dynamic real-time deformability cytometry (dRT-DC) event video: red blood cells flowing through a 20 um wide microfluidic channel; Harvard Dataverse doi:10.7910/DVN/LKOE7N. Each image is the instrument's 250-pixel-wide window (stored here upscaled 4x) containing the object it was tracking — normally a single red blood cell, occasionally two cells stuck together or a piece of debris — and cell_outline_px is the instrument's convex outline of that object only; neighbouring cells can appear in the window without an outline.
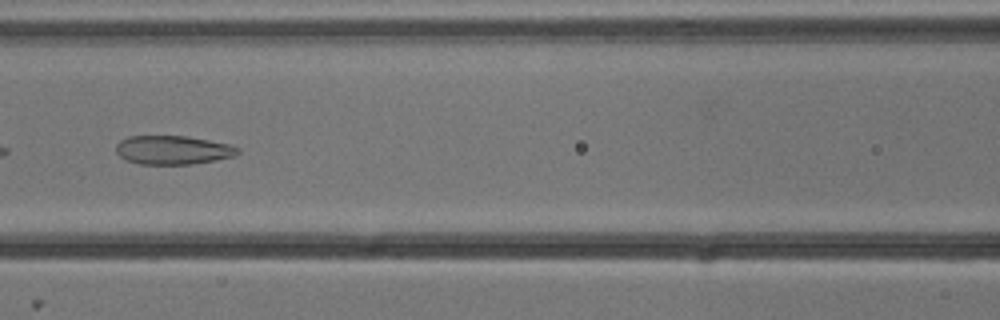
{"species": "common noctule bat (a hibernating species)", "species_latin": "Nyctalus noctula", "temperature_condition": "cold", "stored_images_in_passage": 10, "camera_frame_rate_fps": 3000, "um_per_image_px": 0.085, "animal": {"sex": "male", "body_mass_g": 13.3}, "frame": {"image": 1, "passage_image": 7, "time_ms": 2.0, "image_size_px": [1000, 320], "cell_outline_px": [[240, 152], [232, 156], [216, 160], [192, 164], [140, 164], [128, 160], [120, 156], [116, 152], [116, 144], [120, 140], [128, 136], [188, 136], [232, 144], [240, 148]], "centroid_in_image_um": [14.72, 12.74], "position_along_channel_um": 151.9, "area_um2": 20.52}}
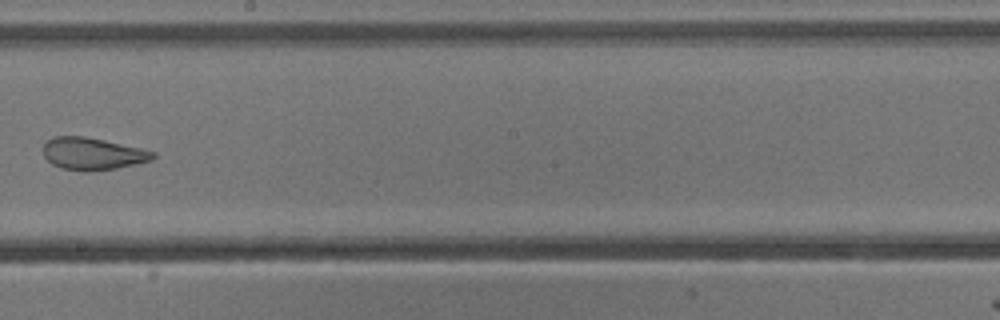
{"frame": {"image": 2, "passage_image": 9, "time_ms": 2.667, "image_size_px": [1000, 320], "cell_outline_px": [[156, 156], [152, 160], [116, 168], [88, 172], [84, 172], [60, 168], [52, 164], [44, 156], [44, 144], [52, 136], [84, 136], [104, 140], [140, 148], [156, 152]], "centroid_in_image_um": [7.86, 13.07], "position_along_channel_um": 240.3, "area_um2": 20.63}}
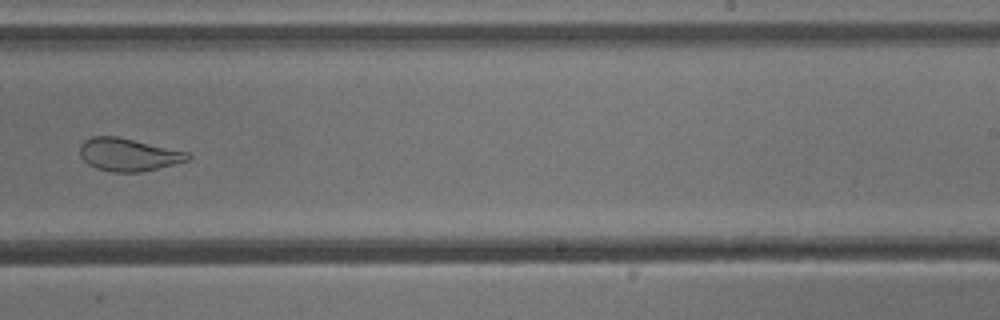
{"frame": {"image": 3, "passage_image": 10, "time_ms": 3.0, "image_size_px": [1000, 320], "cell_outline_px": [[192, 156], [188, 160], [140, 172], [112, 172], [96, 168], [88, 164], [80, 156], [80, 144], [84, 140], [92, 136], [116, 136], [188, 152]], "centroid_in_image_um": [10.87, 13.14], "position_along_channel_um": 278.1, "area_um2": 20.4}}